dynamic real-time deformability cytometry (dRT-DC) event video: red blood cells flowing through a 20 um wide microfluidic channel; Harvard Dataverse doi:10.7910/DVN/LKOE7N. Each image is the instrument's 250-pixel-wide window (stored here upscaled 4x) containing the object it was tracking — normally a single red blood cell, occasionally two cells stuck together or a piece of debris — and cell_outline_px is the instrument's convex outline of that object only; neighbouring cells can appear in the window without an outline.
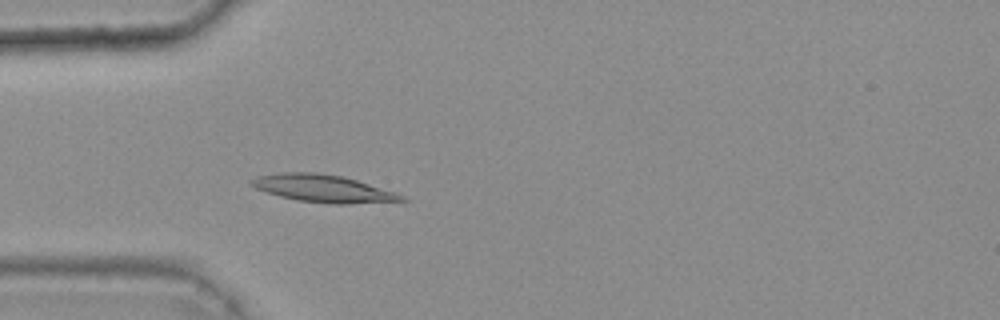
{"species": "common noctule bat (a hibernating species)", "species_latin": "Nyctalus noctula", "temperature_condition": "warm", "stored_images_in_passage": 31, "camera_frame_rate_fps": 3000, "um_per_image_px": 0.085, "animal": {"sex": "female", "body_mass_g": 25.1}, "frame": {"image": 1, "passage_image": 2, "time_ms": 0.333, "image_size_px": [1000, 320], "cell_outline_px": [[408, 200], [348, 204], [332, 204], [296, 200], [280, 196], [256, 188], [248, 184], [248, 180], [256, 176], [284, 172], [316, 172], [340, 176], [356, 180], [396, 192], [404, 196]], "centroid_in_image_um": [27.43, 16.02], "position_along_channel_um": 57.6, "area_um2": 23.93}}
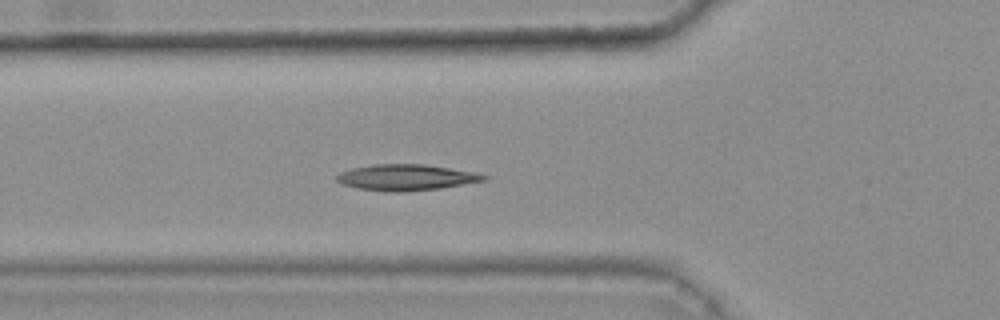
{"frame": {"image": 2, "passage_image": 5, "time_ms": 1.333, "image_size_px": [1000, 320], "cell_outline_px": [[488, 180], [440, 188], [404, 192], [388, 192], [356, 188], [340, 184], [336, 180], [336, 176], [340, 172], [352, 168], [376, 164], [424, 164], [476, 172], [488, 176]], "centroid_in_image_um": [34.52, 15.08], "position_along_channel_um": 91.3, "area_um2": 22.48}}
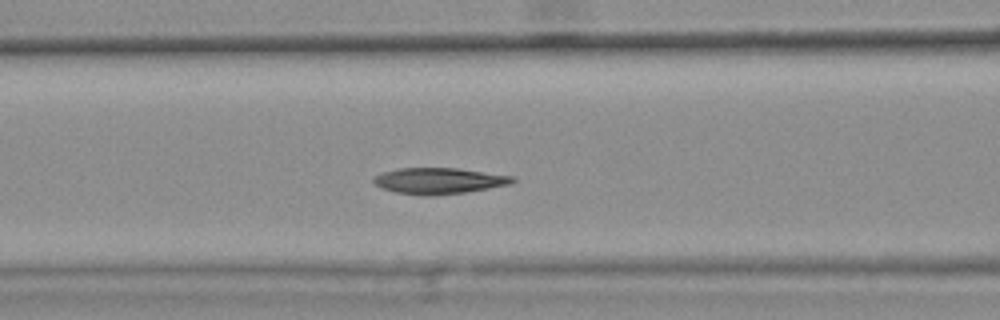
{"frame": {"image": 3, "passage_image": 8, "time_ms": 2.333, "image_size_px": [1000, 320], "cell_outline_px": [[516, 180], [512, 184], [464, 192], [432, 196], [420, 196], [396, 192], [380, 188], [372, 180], [380, 172], [400, 168], [460, 168], [512, 176]], "centroid_in_image_um": [37.29, 15.37], "position_along_channel_um": 129.3, "area_um2": 21.21}, "authors_computed_cell_mechanics": {"area_um2": 21.1548, "velocity_mm_per_s": 3.7794, "shape_relaxation_time_tau1_ms": 8.7123, "shape_relaxation_time_tau2_ms": 2.3268, "deformation_change_tau1": 0.2257, "deformation_change_tau2": 0.0702}}